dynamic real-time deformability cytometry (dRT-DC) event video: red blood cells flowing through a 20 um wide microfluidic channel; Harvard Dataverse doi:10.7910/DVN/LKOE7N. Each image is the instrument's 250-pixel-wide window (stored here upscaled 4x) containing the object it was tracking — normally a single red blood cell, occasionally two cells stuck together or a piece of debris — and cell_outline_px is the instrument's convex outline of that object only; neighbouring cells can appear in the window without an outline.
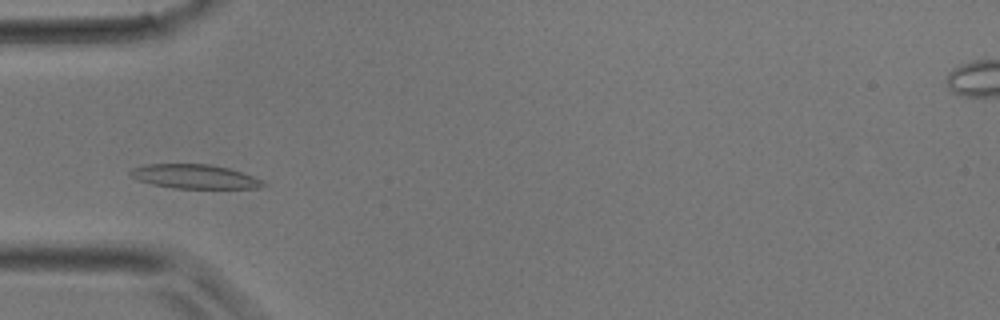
{"species": "common noctule bat (a hibernating species)", "species_latin": "Nyctalus noctula", "temperature_condition": "room temperature", "stored_images_in_passage": 33, "camera_frame_rate_fps": 3000, "um_per_image_px": 0.085, "animal": {"sex": "male", "body_mass_g": 17.9}, "frame": {"image": 1, "passage_image": 6, "time_ms": 1.667, "image_size_px": [1000, 320], "cell_outline_px": [[268, 188], [176, 188], [152, 184], [136, 180], [128, 172], [132, 168], [144, 164], [212, 164], [228, 168], [264, 180], [268, 184]], "centroid_in_image_um": [16.58, 15.01], "position_along_channel_um": 68.4, "area_um2": 18.84}}
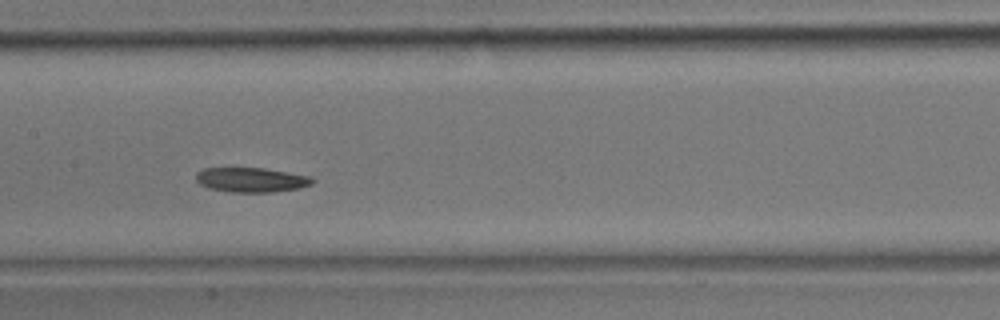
{"frame": {"image": 2, "passage_image": 13, "time_ms": 4.0, "image_size_px": [1000, 320], "cell_outline_px": [[316, 180], [312, 184], [300, 188], [272, 192], [228, 192], [208, 188], [200, 184], [196, 180], [196, 172], [204, 168], [264, 168], [312, 176]], "centroid_in_image_um": [21.38, 15.29], "position_along_channel_um": 186.0, "area_um2": 16.88}}
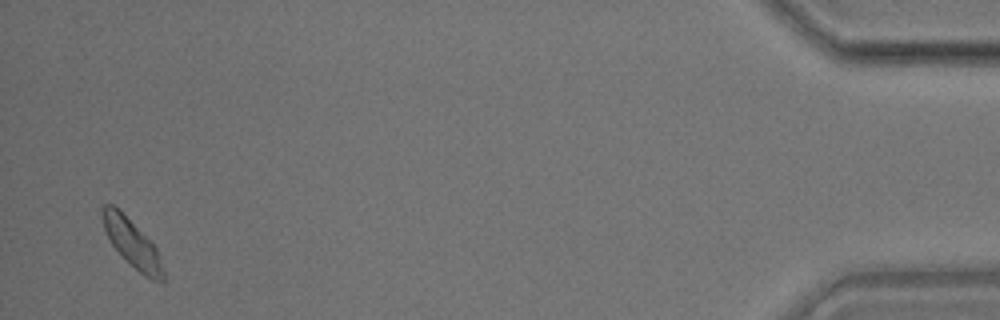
{"frame": {"image": 3, "passage_image": 32, "time_ms": 10.333, "image_size_px": [1000, 320], "cell_outline_px": [[164, 284], [152, 280], [144, 276], [112, 244], [104, 228], [100, 216], [100, 208], [104, 204], [112, 204], [156, 248], [164, 272]], "centroid_in_image_um": [11.21, 20.7], "position_along_channel_um": 424.0, "area_um2": 16.07}}